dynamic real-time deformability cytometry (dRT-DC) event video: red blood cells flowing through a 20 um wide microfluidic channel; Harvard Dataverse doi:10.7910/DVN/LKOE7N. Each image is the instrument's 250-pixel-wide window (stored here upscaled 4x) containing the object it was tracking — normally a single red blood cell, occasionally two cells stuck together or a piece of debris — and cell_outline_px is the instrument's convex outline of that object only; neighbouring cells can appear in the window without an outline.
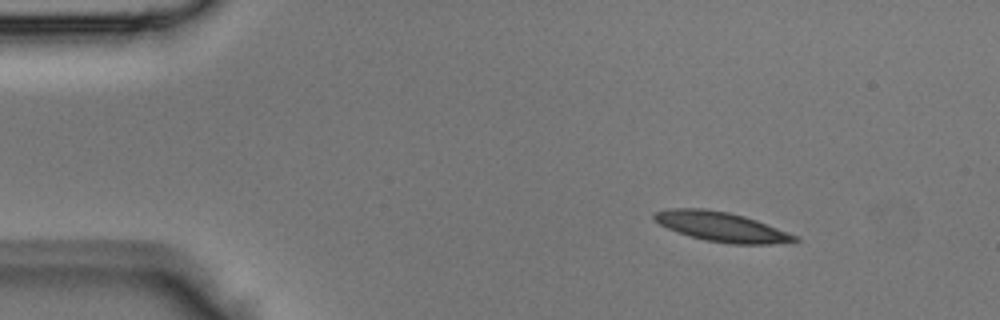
{"species": "Egyptian fruit bat (a non-hibernating species)", "species_latin": "Rousettus aegyptiacus", "temperature_condition": "room temperature", "stored_images_in_passage": 2, "camera_frame_rate_fps": 3000, "um_per_image_px": 0.085, "animal": {"sex": "male"}, "frame": {"image": 1, "passage_image": 1, "time_ms": 0.0, "image_size_px": [1000, 320], "cell_outline_px": [[800, 240], [796, 244], [732, 244], [708, 240], [692, 236], [668, 228], [660, 224], [652, 216], [652, 212], [668, 208], [704, 208], [728, 212], [744, 216], [756, 220], [800, 236]], "centroid_in_image_um": [61.43, 19.28], "position_along_channel_um": 23.6, "area_um2": 24.39}}